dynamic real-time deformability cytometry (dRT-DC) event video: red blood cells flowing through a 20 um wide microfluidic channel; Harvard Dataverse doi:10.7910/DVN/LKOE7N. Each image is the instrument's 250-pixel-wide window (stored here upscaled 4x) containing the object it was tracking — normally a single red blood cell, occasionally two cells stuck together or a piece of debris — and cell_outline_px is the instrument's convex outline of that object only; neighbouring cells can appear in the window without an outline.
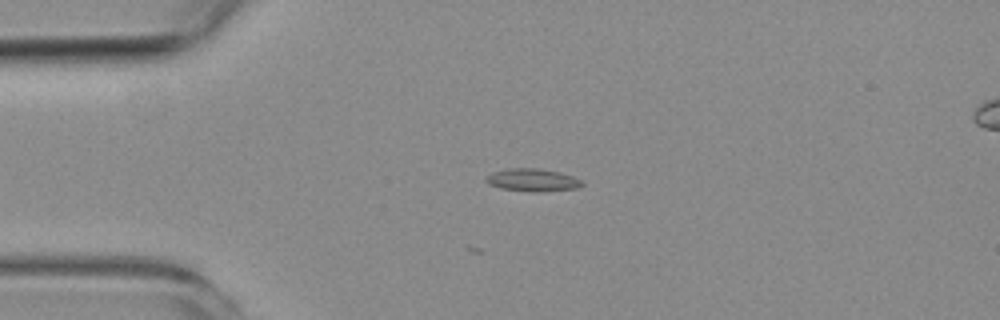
{"species": "common noctule bat (a hibernating species)", "species_latin": "Nyctalus noctula", "temperature_condition": "room temperature", "stored_images_in_passage": 6, "segment_of_instrument_passage": [1, 2], "camera_frame_rate_fps": 3000, "um_per_image_px": 0.085, "animal": {"sex": "female", "body_mass_g": 19.3, "forearm_length_mm": 54.1}, "frame": {"image": 1, "passage_image": 4, "time_ms": 3.667, "image_size_px": [1000, 320], "cell_outline_px": [[584, 184], [576, 188], [544, 192], [532, 192], [500, 188], [488, 184], [484, 180], [492, 172], [508, 168], [540, 168], [560, 172], [572, 176], [580, 180]], "centroid_in_image_um": [45.25, 15.3], "position_along_channel_um": 39.8, "area_um2": 12.77}}